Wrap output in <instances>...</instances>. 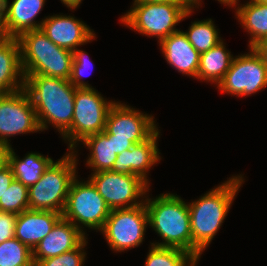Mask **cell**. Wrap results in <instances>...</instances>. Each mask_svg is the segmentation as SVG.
<instances>
[{
	"label": "cell",
	"mask_w": 267,
	"mask_h": 266,
	"mask_svg": "<svg viewBox=\"0 0 267 266\" xmlns=\"http://www.w3.org/2000/svg\"><path fill=\"white\" fill-rule=\"evenodd\" d=\"M61 3H63L68 9L70 8V10L74 11L75 9H77V7L80 6V4L82 3L83 0H60Z\"/></svg>",
	"instance_id": "8d00e7d4"
},
{
	"label": "cell",
	"mask_w": 267,
	"mask_h": 266,
	"mask_svg": "<svg viewBox=\"0 0 267 266\" xmlns=\"http://www.w3.org/2000/svg\"><path fill=\"white\" fill-rule=\"evenodd\" d=\"M73 60H72V68H71V76H70V83L75 88H92V86L83 81V77L86 74L85 71L90 69L89 67L92 66L91 59L88 58V53L84 50L76 48L73 52ZM87 75V74H86Z\"/></svg>",
	"instance_id": "f546056e"
},
{
	"label": "cell",
	"mask_w": 267,
	"mask_h": 266,
	"mask_svg": "<svg viewBox=\"0 0 267 266\" xmlns=\"http://www.w3.org/2000/svg\"><path fill=\"white\" fill-rule=\"evenodd\" d=\"M160 130L157 129L145 141L134 144L130 149L124 150L117 155V159L111 169L112 172L137 175L148 185L150 179L148 177L149 169L161 161L160 151L158 148V138H160Z\"/></svg>",
	"instance_id": "9a60e30c"
},
{
	"label": "cell",
	"mask_w": 267,
	"mask_h": 266,
	"mask_svg": "<svg viewBox=\"0 0 267 266\" xmlns=\"http://www.w3.org/2000/svg\"><path fill=\"white\" fill-rule=\"evenodd\" d=\"M108 139H112V146L114 148L115 154H120L124 150L130 149L134 143L127 139L113 138V135L108 133Z\"/></svg>",
	"instance_id": "d6a6232c"
},
{
	"label": "cell",
	"mask_w": 267,
	"mask_h": 266,
	"mask_svg": "<svg viewBox=\"0 0 267 266\" xmlns=\"http://www.w3.org/2000/svg\"><path fill=\"white\" fill-rule=\"evenodd\" d=\"M234 57L231 51L226 48L224 41L210 50L200 53L197 79L201 82L214 83L217 86L229 70Z\"/></svg>",
	"instance_id": "603a6c76"
},
{
	"label": "cell",
	"mask_w": 267,
	"mask_h": 266,
	"mask_svg": "<svg viewBox=\"0 0 267 266\" xmlns=\"http://www.w3.org/2000/svg\"><path fill=\"white\" fill-rule=\"evenodd\" d=\"M41 131L53 126L62 136L72 125L76 88L69 80L45 75H24Z\"/></svg>",
	"instance_id": "7a4b0ae2"
},
{
	"label": "cell",
	"mask_w": 267,
	"mask_h": 266,
	"mask_svg": "<svg viewBox=\"0 0 267 266\" xmlns=\"http://www.w3.org/2000/svg\"><path fill=\"white\" fill-rule=\"evenodd\" d=\"M158 44L167 64L183 75L197 79L200 53L190 44L183 30L171 33Z\"/></svg>",
	"instance_id": "e0dca14e"
},
{
	"label": "cell",
	"mask_w": 267,
	"mask_h": 266,
	"mask_svg": "<svg viewBox=\"0 0 267 266\" xmlns=\"http://www.w3.org/2000/svg\"><path fill=\"white\" fill-rule=\"evenodd\" d=\"M254 2H259V3H267V0H252Z\"/></svg>",
	"instance_id": "f35d334b"
},
{
	"label": "cell",
	"mask_w": 267,
	"mask_h": 266,
	"mask_svg": "<svg viewBox=\"0 0 267 266\" xmlns=\"http://www.w3.org/2000/svg\"><path fill=\"white\" fill-rule=\"evenodd\" d=\"M40 30L56 45L72 52L96 38L94 30L84 21L61 13L44 17Z\"/></svg>",
	"instance_id": "5bb4252c"
},
{
	"label": "cell",
	"mask_w": 267,
	"mask_h": 266,
	"mask_svg": "<svg viewBox=\"0 0 267 266\" xmlns=\"http://www.w3.org/2000/svg\"><path fill=\"white\" fill-rule=\"evenodd\" d=\"M218 31L214 21L208 18L191 22L188 31L184 34L197 52L203 53L223 41Z\"/></svg>",
	"instance_id": "d4e9b609"
},
{
	"label": "cell",
	"mask_w": 267,
	"mask_h": 266,
	"mask_svg": "<svg viewBox=\"0 0 267 266\" xmlns=\"http://www.w3.org/2000/svg\"><path fill=\"white\" fill-rule=\"evenodd\" d=\"M150 246L144 266H197L200 261L179 248Z\"/></svg>",
	"instance_id": "484cf974"
},
{
	"label": "cell",
	"mask_w": 267,
	"mask_h": 266,
	"mask_svg": "<svg viewBox=\"0 0 267 266\" xmlns=\"http://www.w3.org/2000/svg\"><path fill=\"white\" fill-rule=\"evenodd\" d=\"M5 19V28L11 38L22 33L41 29L43 20L35 21L45 6L46 0H0ZM9 4V5H8Z\"/></svg>",
	"instance_id": "d6986e66"
},
{
	"label": "cell",
	"mask_w": 267,
	"mask_h": 266,
	"mask_svg": "<svg viewBox=\"0 0 267 266\" xmlns=\"http://www.w3.org/2000/svg\"><path fill=\"white\" fill-rule=\"evenodd\" d=\"M53 161L51 157L38 152H28L23 159H20L12 147L7 156V164L11 167L15 180L28 188L40 180L43 172Z\"/></svg>",
	"instance_id": "44dd1931"
},
{
	"label": "cell",
	"mask_w": 267,
	"mask_h": 266,
	"mask_svg": "<svg viewBox=\"0 0 267 266\" xmlns=\"http://www.w3.org/2000/svg\"><path fill=\"white\" fill-rule=\"evenodd\" d=\"M39 131L35 109L24 88L0 95V142L12 147L10 137Z\"/></svg>",
	"instance_id": "7c38bea8"
},
{
	"label": "cell",
	"mask_w": 267,
	"mask_h": 266,
	"mask_svg": "<svg viewBox=\"0 0 267 266\" xmlns=\"http://www.w3.org/2000/svg\"><path fill=\"white\" fill-rule=\"evenodd\" d=\"M116 100L104 98L95 88H76L71 127L62 135L68 150L78 153L80 142L105 129L106 117Z\"/></svg>",
	"instance_id": "52a82bcc"
},
{
	"label": "cell",
	"mask_w": 267,
	"mask_h": 266,
	"mask_svg": "<svg viewBox=\"0 0 267 266\" xmlns=\"http://www.w3.org/2000/svg\"><path fill=\"white\" fill-rule=\"evenodd\" d=\"M217 1L220 2V4H223L224 6H228V7L234 8V5L238 0H217ZM201 2H203V1L199 0V6L200 7L202 6Z\"/></svg>",
	"instance_id": "74e56055"
},
{
	"label": "cell",
	"mask_w": 267,
	"mask_h": 266,
	"mask_svg": "<svg viewBox=\"0 0 267 266\" xmlns=\"http://www.w3.org/2000/svg\"><path fill=\"white\" fill-rule=\"evenodd\" d=\"M11 37L8 35L5 28L4 10L0 2V45L6 42Z\"/></svg>",
	"instance_id": "e575fe53"
},
{
	"label": "cell",
	"mask_w": 267,
	"mask_h": 266,
	"mask_svg": "<svg viewBox=\"0 0 267 266\" xmlns=\"http://www.w3.org/2000/svg\"><path fill=\"white\" fill-rule=\"evenodd\" d=\"M0 266H34L31 249L15 237L0 243Z\"/></svg>",
	"instance_id": "4316f807"
},
{
	"label": "cell",
	"mask_w": 267,
	"mask_h": 266,
	"mask_svg": "<svg viewBox=\"0 0 267 266\" xmlns=\"http://www.w3.org/2000/svg\"><path fill=\"white\" fill-rule=\"evenodd\" d=\"M82 144L90 151L86 165L92 169V173L112 169L117 154L114 152L112 139H108V132L105 129L102 132L87 136L81 141L80 145Z\"/></svg>",
	"instance_id": "cb8c5ba5"
},
{
	"label": "cell",
	"mask_w": 267,
	"mask_h": 266,
	"mask_svg": "<svg viewBox=\"0 0 267 266\" xmlns=\"http://www.w3.org/2000/svg\"><path fill=\"white\" fill-rule=\"evenodd\" d=\"M88 179L111 210L139 206L144 203L146 194L149 195L150 186L137 175L109 170L91 173Z\"/></svg>",
	"instance_id": "30bf717a"
},
{
	"label": "cell",
	"mask_w": 267,
	"mask_h": 266,
	"mask_svg": "<svg viewBox=\"0 0 267 266\" xmlns=\"http://www.w3.org/2000/svg\"><path fill=\"white\" fill-rule=\"evenodd\" d=\"M15 180L11 167L6 164L0 169V198Z\"/></svg>",
	"instance_id": "1f68e13d"
},
{
	"label": "cell",
	"mask_w": 267,
	"mask_h": 266,
	"mask_svg": "<svg viewBox=\"0 0 267 266\" xmlns=\"http://www.w3.org/2000/svg\"><path fill=\"white\" fill-rule=\"evenodd\" d=\"M62 213L27 209L17 215L14 237L31 251L52 230Z\"/></svg>",
	"instance_id": "ac0fdd59"
},
{
	"label": "cell",
	"mask_w": 267,
	"mask_h": 266,
	"mask_svg": "<svg viewBox=\"0 0 267 266\" xmlns=\"http://www.w3.org/2000/svg\"><path fill=\"white\" fill-rule=\"evenodd\" d=\"M77 155L68 151L53 161L40 180L29 187V209L63 212L71 183L78 174Z\"/></svg>",
	"instance_id": "8992f818"
},
{
	"label": "cell",
	"mask_w": 267,
	"mask_h": 266,
	"mask_svg": "<svg viewBox=\"0 0 267 266\" xmlns=\"http://www.w3.org/2000/svg\"><path fill=\"white\" fill-rule=\"evenodd\" d=\"M29 209V188L14 180L0 198V211L20 214Z\"/></svg>",
	"instance_id": "83f0119b"
},
{
	"label": "cell",
	"mask_w": 267,
	"mask_h": 266,
	"mask_svg": "<svg viewBox=\"0 0 267 266\" xmlns=\"http://www.w3.org/2000/svg\"><path fill=\"white\" fill-rule=\"evenodd\" d=\"M254 51L261 57L262 61L267 67V38L262 39L253 47Z\"/></svg>",
	"instance_id": "836d02e7"
},
{
	"label": "cell",
	"mask_w": 267,
	"mask_h": 266,
	"mask_svg": "<svg viewBox=\"0 0 267 266\" xmlns=\"http://www.w3.org/2000/svg\"><path fill=\"white\" fill-rule=\"evenodd\" d=\"M249 51L235 55L229 70L216 86L218 91L246 98L267 87V67L253 48Z\"/></svg>",
	"instance_id": "8fae6325"
},
{
	"label": "cell",
	"mask_w": 267,
	"mask_h": 266,
	"mask_svg": "<svg viewBox=\"0 0 267 266\" xmlns=\"http://www.w3.org/2000/svg\"><path fill=\"white\" fill-rule=\"evenodd\" d=\"M154 117L116 101L107 114L105 130L113 135V138L127 139L138 144L158 129Z\"/></svg>",
	"instance_id": "4fadbf2b"
},
{
	"label": "cell",
	"mask_w": 267,
	"mask_h": 266,
	"mask_svg": "<svg viewBox=\"0 0 267 266\" xmlns=\"http://www.w3.org/2000/svg\"><path fill=\"white\" fill-rule=\"evenodd\" d=\"M72 181L62 217L72 222L83 234L85 229L100 231L109 216L110 208L88 180Z\"/></svg>",
	"instance_id": "ba28073f"
},
{
	"label": "cell",
	"mask_w": 267,
	"mask_h": 266,
	"mask_svg": "<svg viewBox=\"0 0 267 266\" xmlns=\"http://www.w3.org/2000/svg\"><path fill=\"white\" fill-rule=\"evenodd\" d=\"M87 236L72 222L61 217L49 234L32 251L34 265L43 259L56 257L77 248Z\"/></svg>",
	"instance_id": "2e32d148"
},
{
	"label": "cell",
	"mask_w": 267,
	"mask_h": 266,
	"mask_svg": "<svg viewBox=\"0 0 267 266\" xmlns=\"http://www.w3.org/2000/svg\"><path fill=\"white\" fill-rule=\"evenodd\" d=\"M235 5V14L242 28L250 34L249 48H252L262 39L267 38V3L247 1L245 4Z\"/></svg>",
	"instance_id": "7402d4cb"
},
{
	"label": "cell",
	"mask_w": 267,
	"mask_h": 266,
	"mask_svg": "<svg viewBox=\"0 0 267 266\" xmlns=\"http://www.w3.org/2000/svg\"><path fill=\"white\" fill-rule=\"evenodd\" d=\"M243 175H232L197 200L188 203L192 255L198 260L223 225L240 187L245 182Z\"/></svg>",
	"instance_id": "6da1fadb"
},
{
	"label": "cell",
	"mask_w": 267,
	"mask_h": 266,
	"mask_svg": "<svg viewBox=\"0 0 267 266\" xmlns=\"http://www.w3.org/2000/svg\"><path fill=\"white\" fill-rule=\"evenodd\" d=\"M87 239L72 251L62 253L56 257L40 260L34 266H84L87 257L85 251L87 249Z\"/></svg>",
	"instance_id": "f1b7e54d"
},
{
	"label": "cell",
	"mask_w": 267,
	"mask_h": 266,
	"mask_svg": "<svg viewBox=\"0 0 267 266\" xmlns=\"http://www.w3.org/2000/svg\"><path fill=\"white\" fill-rule=\"evenodd\" d=\"M149 218L145 203L123 209L110 210L99 231L115 253L131 250L143 244Z\"/></svg>",
	"instance_id": "9c48e42d"
},
{
	"label": "cell",
	"mask_w": 267,
	"mask_h": 266,
	"mask_svg": "<svg viewBox=\"0 0 267 266\" xmlns=\"http://www.w3.org/2000/svg\"><path fill=\"white\" fill-rule=\"evenodd\" d=\"M17 39L24 75L70 79L72 51L56 45L40 29L24 32Z\"/></svg>",
	"instance_id": "277c9868"
},
{
	"label": "cell",
	"mask_w": 267,
	"mask_h": 266,
	"mask_svg": "<svg viewBox=\"0 0 267 266\" xmlns=\"http://www.w3.org/2000/svg\"><path fill=\"white\" fill-rule=\"evenodd\" d=\"M120 21L142 36L156 37L158 43L177 32L176 25L192 15L195 10L189 3L145 2L132 3Z\"/></svg>",
	"instance_id": "5b68a950"
},
{
	"label": "cell",
	"mask_w": 267,
	"mask_h": 266,
	"mask_svg": "<svg viewBox=\"0 0 267 266\" xmlns=\"http://www.w3.org/2000/svg\"><path fill=\"white\" fill-rule=\"evenodd\" d=\"M17 214L0 211V243L14 237Z\"/></svg>",
	"instance_id": "4dcf8cb0"
},
{
	"label": "cell",
	"mask_w": 267,
	"mask_h": 266,
	"mask_svg": "<svg viewBox=\"0 0 267 266\" xmlns=\"http://www.w3.org/2000/svg\"><path fill=\"white\" fill-rule=\"evenodd\" d=\"M24 80L20 44L17 38H10L0 45V95L23 89Z\"/></svg>",
	"instance_id": "ffe728a7"
},
{
	"label": "cell",
	"mask_w": 267,
	"mask_h": 266,
	"mask_svg": "<svg viewBox=\"0 0 267 266\" xmlns=\"http://www.w3.org/2000/svg\"><path fill=\"white\" fill-rule=\"evenodd\" d=\"M9 149L10 147L7 144L0 142V169L7 164Z\"/></svg>",
	"instance_id": "d590c367"
},
{
	"label": "cell",
	"mask_w": 267,
	"mask_h": 266,
	"mask_svg": "<svg viewBox=\"0 0 267 266\" xmlns=\"http://www.w3.org/2000/svg\"><path fill=\"white\" fill-rule=\"evenodd\" d=\"M145 206L149 226L161 237L162 242L151 245L174 247L192 254V234L188 202L175 193H162L155 198L146 194Z\"/></svg>",
	"instance_id": "3957f363"
}]
</instances>
